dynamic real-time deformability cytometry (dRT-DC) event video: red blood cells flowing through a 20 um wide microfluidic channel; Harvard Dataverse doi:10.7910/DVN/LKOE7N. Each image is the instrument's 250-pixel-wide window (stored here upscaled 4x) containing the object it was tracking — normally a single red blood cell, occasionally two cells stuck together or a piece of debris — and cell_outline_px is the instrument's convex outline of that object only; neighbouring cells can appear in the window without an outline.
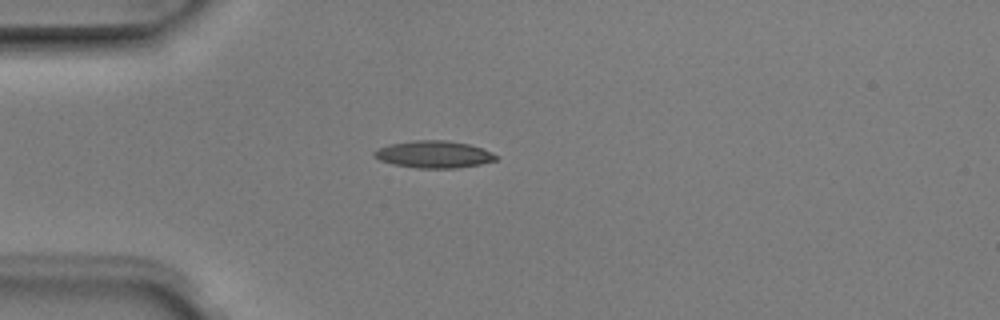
{"species": "Egyptian fruit bat (a non-hibernating species)", "species_latin": "Rousettus aegyptiacus", "temperature_condition": "room temperature", "stored_images_in_passage": 4, "camera_frame_rate_fps": 3000, "um_per_image_px": 0.085, "animal": {"sex": "male"}, "frame": {"image": 1, "passage_image": 4, "time_ms": 1.0, "image_size_px": [1000, 320], "cell_outline_px": [[500, 156], [496, 160], [480, 164], [456, 168], [420, 168], [392, 164], [380, 160], [372, 156], [372, 152], [388, 144], [412, 140], [448, 140], [468, 144], [492, 152]], "centroid_in_image_um": [36.86, 13.11], "position_along_channel_um": 48.1, "area_um2": 19.31}}